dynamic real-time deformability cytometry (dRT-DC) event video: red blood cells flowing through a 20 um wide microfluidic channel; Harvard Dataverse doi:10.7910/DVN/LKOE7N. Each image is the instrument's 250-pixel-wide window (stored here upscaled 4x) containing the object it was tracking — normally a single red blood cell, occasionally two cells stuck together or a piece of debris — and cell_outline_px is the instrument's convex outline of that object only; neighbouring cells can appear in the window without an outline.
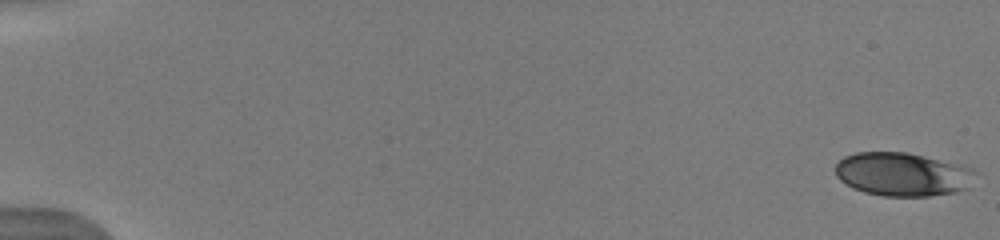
{"species": "human", "species_latin": "Homo sapiens", "temperature_condition": "warm", "stored_images_in_passage": 27, "camera_frame_rate_fps": 3000, "um_per_image_px": 0.085, "donor": {"sex": "male"}, "frame": {"image": 1, "passage_image": 1, "time_ms": 0.0, "image_size_px": [1000, 240], "cell_outline_px": [[976, 172], [968, 188], [956, 192], [928, 196], [884, 196], [864, 192], [852, 188], [840, 180], [836, 176], [836, 164], [844, 156], [856, 152], [908, 152], [972, 168]], "centroid_in_image_um": [76.69, 14.82], "position_along_channel_um": 8.3, "area_um2": 35.43}}
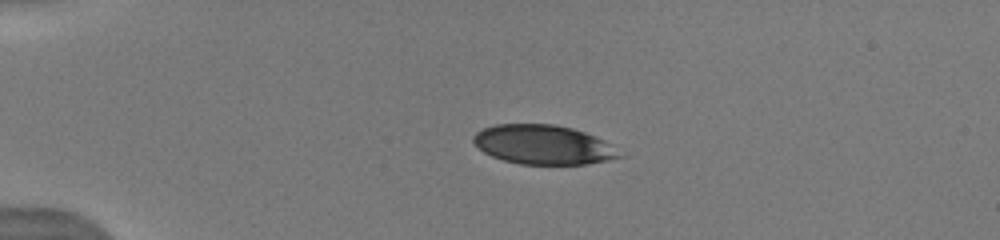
{"frame": {"image": 2, "passage_image": 17, "time_ms": 4.0, "image_size_px": [1000, 240], "cell_outline_px": [[628, 156], [588, 164], [520, 164], [504, 160], [492, 156], [484, 152], [472, 140], [472, 136], [476, 132], [484, 128], [496, 124], [552, 124], [572, 128], [596, 136], [604, 140]], "centroid_in_image_um": [46.23, 12.3], "position_along_channel_um": 38.8, "area_um2": 33.58}}